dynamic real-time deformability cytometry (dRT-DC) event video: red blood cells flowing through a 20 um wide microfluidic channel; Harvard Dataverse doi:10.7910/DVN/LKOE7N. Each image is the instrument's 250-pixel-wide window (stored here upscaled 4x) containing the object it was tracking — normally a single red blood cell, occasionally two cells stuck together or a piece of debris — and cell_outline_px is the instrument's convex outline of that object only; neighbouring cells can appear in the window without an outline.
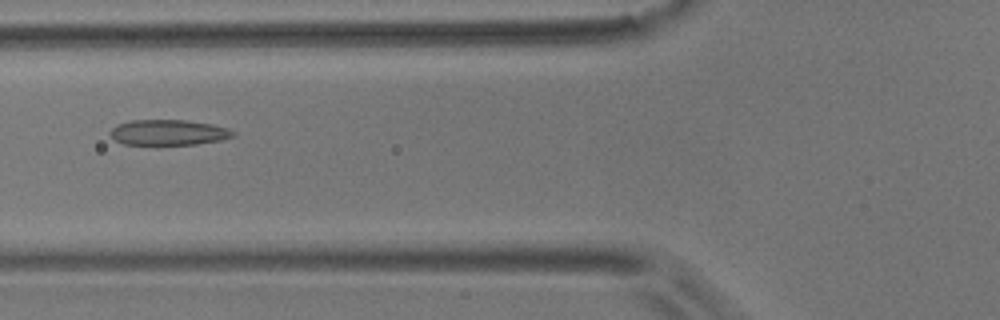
{"species": "common noctule bat (a hibernating species)", "species_latin": "Nyctalus noctula", "temperature_condition": "room temperature", "stored_images_in_passage": 8, "camera_frame_rate_fps": 3000, "um_per_image_px": 0.085, "animal": {"sex": "male", "body_mass_g": 17.9}, "frame": {"image": 1, "passage_image": 6, "time_ms": 6.667, "image_size_px": [1000, 320], "cell_outline_px": [[236, 136], [220, 140], [196, 144], [124, 144], [116, 140], [108, 132], [116, 124], [128, 120], [184, 120], [212, 124], [228, 128], [236, 132]], "centroid_in_image_um": [14.33, 11.24], "position_along_channel_um": 111.5, "area_um2": 18.26}}
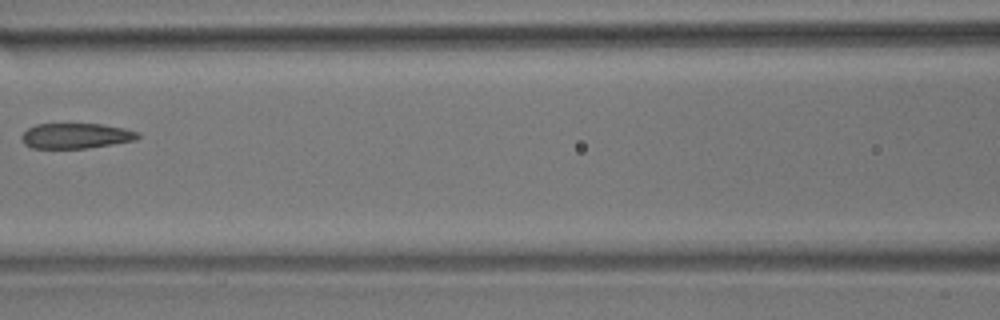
{"frame": {"image": 2, "passage_image": 7, "time_ms": 8.0, "image_size_px": [1000, 320], "cell_outline_px": [[140, 136], [136, 140], [88, 148], [32, 148], [24, 144], [20, 140], [20, 136], [28, 128], [36, 124], [100, 124], [124, 128], [140, 132]], "centroid_in_image_um": [6.44, 11.54], "position_along_channel_um": 160.2, "area_um2": 17.22}}
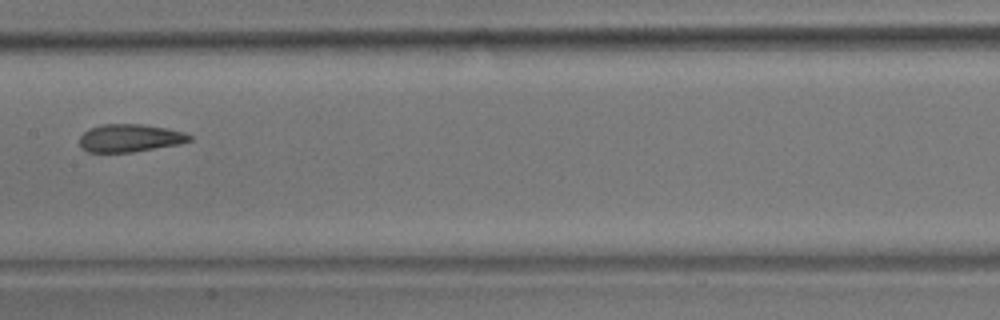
{"frame": {"image": 3, "passage_image": 8, "time_ms": 9.0, "image_size_px": [1000, 320], "cell_outline_px": [[192, 140], [180, 144], [132, 152], [88, 152], [80, 148], [80, 136], [88, 128], [104, 124], [144, 124], [168, 128], [184, 132], [192, 136]], "centroid_in_image_um": [11.04, 11.73], "position_along_channel_um": 196.4, "area_um2": 17.98}}